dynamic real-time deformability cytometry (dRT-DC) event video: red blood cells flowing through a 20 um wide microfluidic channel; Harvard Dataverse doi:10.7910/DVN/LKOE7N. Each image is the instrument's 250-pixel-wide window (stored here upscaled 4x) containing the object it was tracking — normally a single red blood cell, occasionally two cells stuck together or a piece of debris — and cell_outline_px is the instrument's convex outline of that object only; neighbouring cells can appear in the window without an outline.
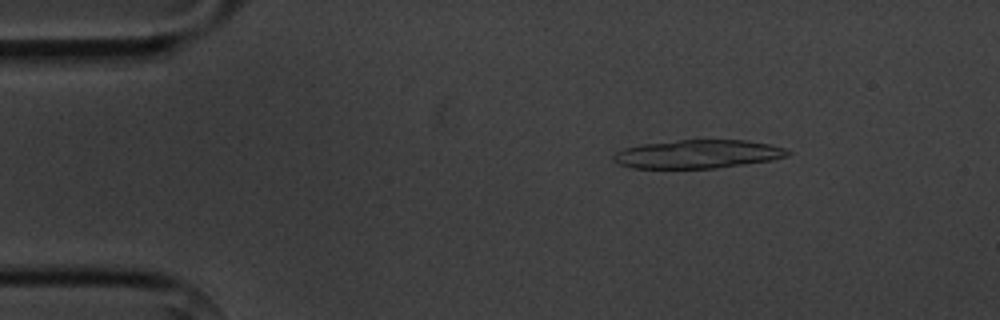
{"species": "common noctule bat (a hibernating species)", "species_latin": "Nyctalus noctula", "temperature_condition": "cold", "stored_images_in_passage": 4, "camera_frame_rate_fps": 3000, "um_per_image_px": 0.085, "animal": {"sex": "male", "body_mass_g": 20.1, "forearm_length_mm": 53.5}, "frame": {"image": 1, "passage_image": 2, "time_ms": 2.333, "image_size_px": [1000, 320], "cell_outline_px": [[792, 152], [788, 156], [772, 160], [716, 168], [632, 168], [620, 164], [612, 160], [612, 156], [616, 152], [624, 148], [644, 144], [680, 140], [748, 140], [768, 144], [784, 148]], "centroid_in_image_um": [59.32, 13.1], "position_along_channel_um": 25.7, "area_um2": 28.78}}